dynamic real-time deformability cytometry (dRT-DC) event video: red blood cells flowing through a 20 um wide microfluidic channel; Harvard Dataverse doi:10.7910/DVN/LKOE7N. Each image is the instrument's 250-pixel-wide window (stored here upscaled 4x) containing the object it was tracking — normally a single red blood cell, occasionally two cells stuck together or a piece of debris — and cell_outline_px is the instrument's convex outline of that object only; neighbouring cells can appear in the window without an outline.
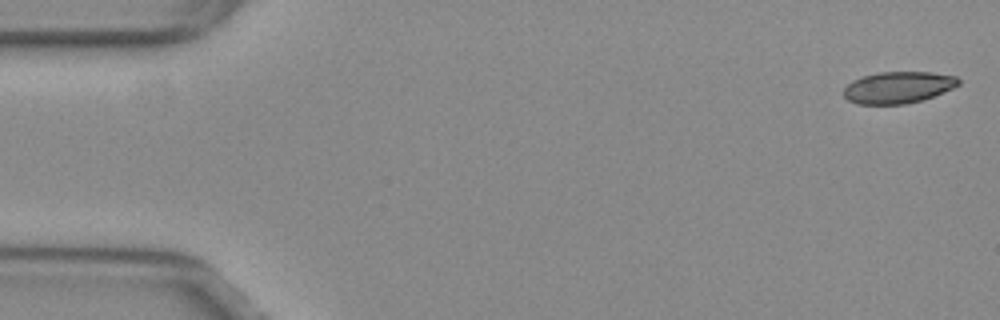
{"species": "common noctule bat (a hibernating species)", "species_latin": "Nyctalus noctula", "temperature_condition": "warm", "stored_images_in_passage": 15, "camera_frame_rate_fps": 3000, "um_per_image_px": 0.085, "animal": {"sex": "female", "body_mass_g": 29.2, "forearm_length_mm": 56.3}, "frame": {"image": 1, "passage_image": 1, "time_ms": 0.0, "image_size_px": [1000, 320], "cell_outline_px": [[960, 84], [952, 88], [932, 96], [920, 100], [904, 104], [856, 104], [848, 100], [844, 96], [844, 88], [852, 80], [864, 76], [880, 72], [932, 72], [956, 76], [960, 80]], "centroid_in_image_um": [76.33, 7.42], "position_along_channel_um": 8.7, "area_um2": 21.04}}
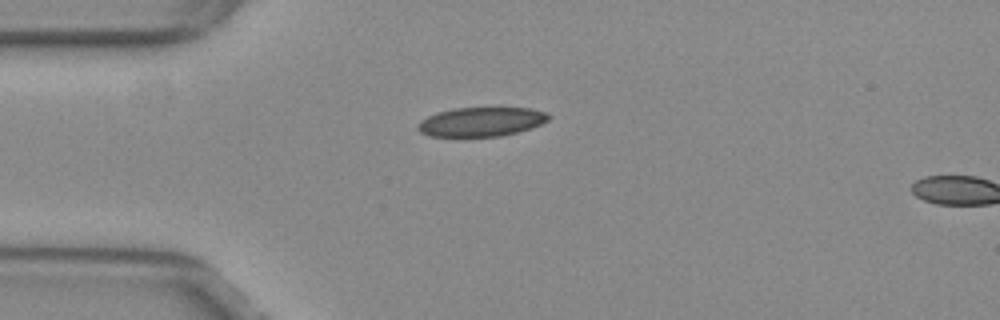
{"frame": {"image": 2, "passage_image": 13, "time_ms": 4.0, "image_size_px": [1000, 320], "cell_outline_px": [[552, 116], [548, 120], [532, 128], [500, 136], [428, 136], [420, 132], [416, 128], [416, 124], [420, 120], [436, 112], [452, 108], [532, 108], [548, 112]], "centroid_in_image_um": [40.89, 10.34], "position_along_channel_um": 44.1, "area_um2": 22.43}}